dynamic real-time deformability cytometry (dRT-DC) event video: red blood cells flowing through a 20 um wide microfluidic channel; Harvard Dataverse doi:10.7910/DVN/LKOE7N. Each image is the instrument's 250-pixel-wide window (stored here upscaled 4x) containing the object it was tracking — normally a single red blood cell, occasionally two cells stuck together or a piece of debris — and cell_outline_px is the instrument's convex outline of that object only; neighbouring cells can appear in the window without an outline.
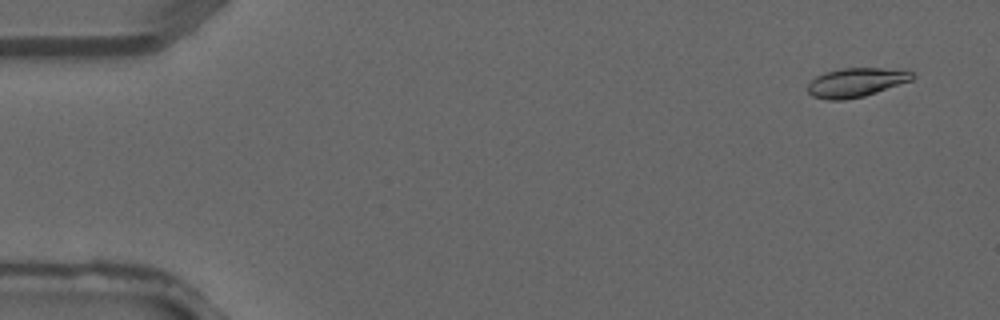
{"species": "common noctule bat (a hibernating species)", "species_latin": "Nyctalus noctula", "temperature_condition": "warm", "stored_images_in_passage": 3, "camera_frame_rate_fps": 3000, "um_per_image_px": 0.085, "animal": {"sex": "male", "forearm_length_mm": 52.5}, "frame": {"image": 1, "passage_image": 1, "time_ms": 0.0, "image_size_px": [1000, 320], "cell_outline_px": [[916, 76], [912, 80], [864, 96], [844, 100], [828, 100], [812, 96], [808, 92], [808, 84], [816, 76], [824, 72], [844, 68], [880, 68], [912, 72]], "centroid_in_image_um": [72.73, 7.01], "position_along_channel_um": 12.3, "area_um2": 17.51}}